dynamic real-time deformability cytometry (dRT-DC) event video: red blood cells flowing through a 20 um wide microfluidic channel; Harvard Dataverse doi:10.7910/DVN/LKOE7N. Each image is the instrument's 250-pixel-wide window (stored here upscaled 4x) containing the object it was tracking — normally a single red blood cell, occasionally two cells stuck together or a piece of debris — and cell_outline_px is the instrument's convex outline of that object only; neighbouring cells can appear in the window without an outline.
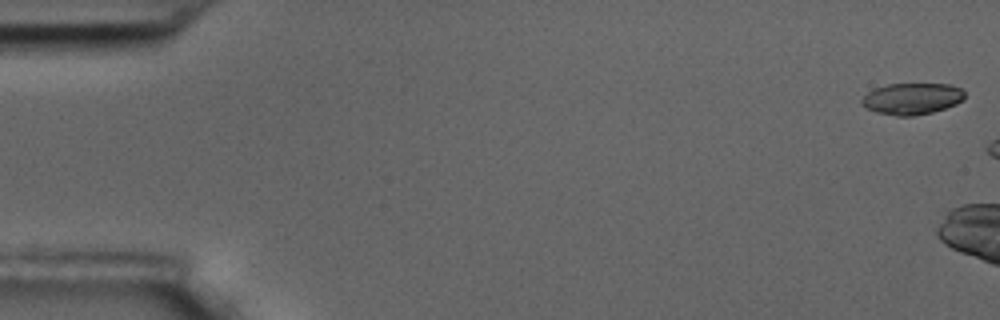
{"species": "common noctule bat (a hibernating species)", "species_latin": "Nyctalus noctula", "temperature_condition": "room temperature", "stored_images_in_passage": 7, "camera_frame_rate_fps": 3000, "um_per_image_px": 0.085, "animal": {"sex": "male", "body_mass_g": 17.5, "forearm_length_mm": 52.3}, "frame": {"image": 1, "passage_image": 1, "time_ms": 0.0, "image_size_px": [1000, 320], "cell_outline_px": [[964, 100], [956, 104], [932, 112], [912, 116], [896, 116], [876, 112], [860, 104], [860, 100], [868, 92], [876, 88], [888, 84], [948, 84], [960, 88], [964, 92]], "centroid_in_image_um": [77.51, 8.39], "position_along_channel_um": 7.5, "area_um2": 18.79}}